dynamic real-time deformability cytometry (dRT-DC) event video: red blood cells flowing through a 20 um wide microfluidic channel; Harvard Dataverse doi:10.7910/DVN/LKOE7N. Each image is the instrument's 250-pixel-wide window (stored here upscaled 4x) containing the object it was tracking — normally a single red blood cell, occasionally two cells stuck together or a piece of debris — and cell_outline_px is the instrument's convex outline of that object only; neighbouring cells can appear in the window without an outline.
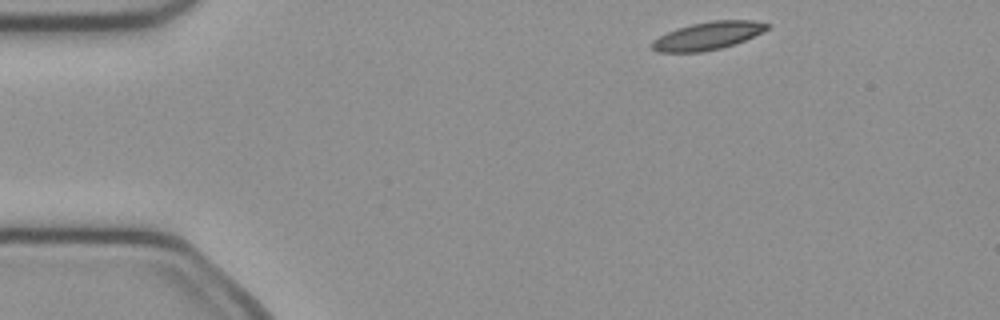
{"species": "common noctule bat (a hibernating species)", "species_latin": "Nyctalus noctula", "temperature_condition": "cold", "stored_images_in_passage": 44, "camera_frame_rate_fps": 3000, "um_per_image_px": 0.085, "animal": {"sex": "female", "body_mass_g": 21.9}, "frame": {"image": 1, "passage_image": 1, "time_ms": 0.0, "image_size_px": [1000, 320], "cell_outline_px": [[768, 28], [736, 44], [704, 52], [656, 52], [648, 44], [652, 40], [676, 28], [692, 24], [712, 20], [752, 20], [768, 24]], "centroid_in_image_um": [60.09, 3.05], "position_along_channel_um": 24.9, "area_um2": 18.61}}
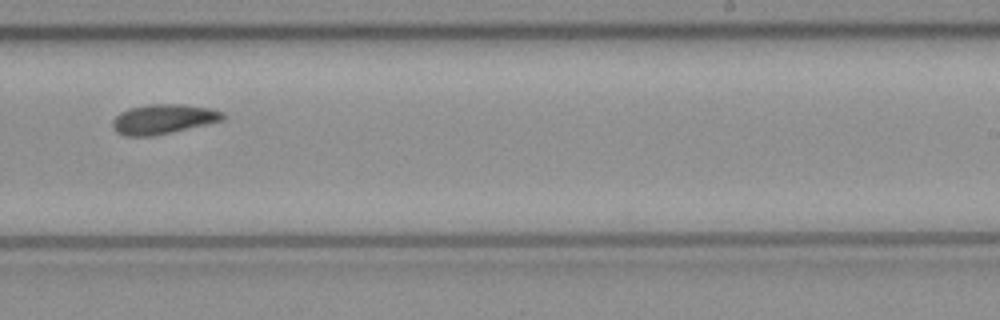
{"frame": {"image": 2, "passage_image": 25, "time_ms": 8.0, "image_size_px": [1000, 320], "cell_outline_px": [[224, 120], [172, 132], [152, 136], [124, 136], [116, 132], [112, 128], [112, 120], [120, 112], [128, 108], [148, 104], [184, 104], [212, 108], [224, 112]], "centroid_in_image_um": [13.86, 10.12], "position_along_channel_um": 275.1, "area_um2": 19.31}}
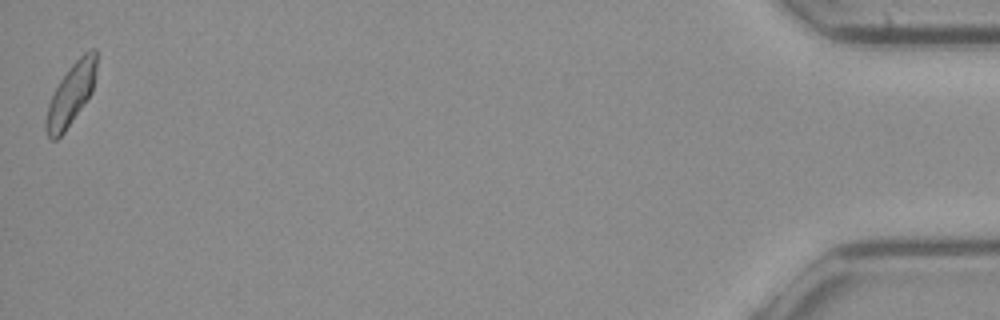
{"frame": {"image": 3, "passage_image": 44, "time_ms": 14.333, "image_size_px": [1000, 320], "cell_outline_px": [[96, 72], [92, 92], [64, 132], [56, 140], [52, 140], [48, 136], [44, 128], [44, 120], [48, 104], [60, 80], [72, 64], [88, 48], [96, 48]], "centroid_in_image_um": [6.02, 8.01], "position_along_channel_um": 429.2, "area_um2": 18.03}, "authors_computed_cell_mechanics": {"area_um2": 18.4671, "velocity_mm_per_s": 4.0111, "shape_relaxation_time_tau1_ms": 5.1642, "shape_relaxation_time_tau2_ms": null, "deformation_change_tau1": 0.1373, "deformation_change_tau2": null}}